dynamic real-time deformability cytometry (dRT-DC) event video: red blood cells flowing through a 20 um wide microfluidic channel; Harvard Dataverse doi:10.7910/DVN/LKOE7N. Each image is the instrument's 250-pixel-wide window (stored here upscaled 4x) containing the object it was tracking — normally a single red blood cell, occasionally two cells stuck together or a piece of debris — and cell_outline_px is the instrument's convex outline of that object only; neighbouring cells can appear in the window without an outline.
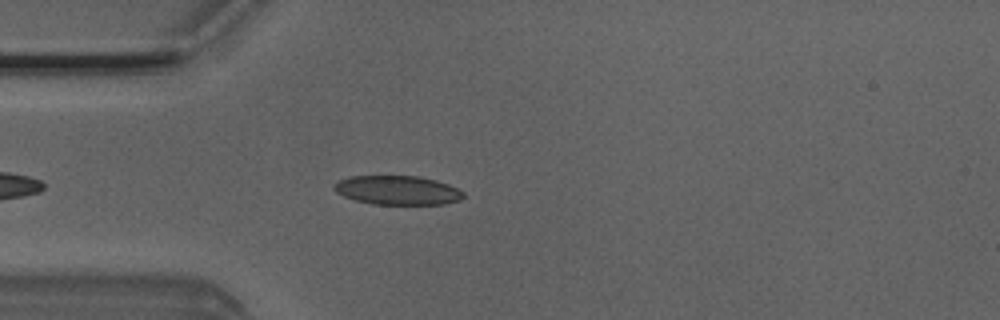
{"species": "Egyptian fruit bat (a non-hibernating species)", "species_latin": "Rousettus aegyptiacus", "temperature_condition": "room temperature", "stored_images_in_passage": 4, "camera_frame_rate_fps": 3000, "um_per_image_px": 0.085, "animal": {"sex": "male"}, "frame": {"image": 1, "passage_image": 4, "time_ms": 1.0, "image_size_px": [1000, 320], "cell_outline_px": [[464, 196], [460, 200], [444, 204], [372, 204], [356, 200], [344, 196], [336, 192], [332, 188], [332, 184], [348, 176], [420, 176], [436, 180], [448, 184], [464, 192]], "centroid_in_image_um": [33.77, 16.16], "position_along_channel_um": 51.2, "area_um2": 21.96}}